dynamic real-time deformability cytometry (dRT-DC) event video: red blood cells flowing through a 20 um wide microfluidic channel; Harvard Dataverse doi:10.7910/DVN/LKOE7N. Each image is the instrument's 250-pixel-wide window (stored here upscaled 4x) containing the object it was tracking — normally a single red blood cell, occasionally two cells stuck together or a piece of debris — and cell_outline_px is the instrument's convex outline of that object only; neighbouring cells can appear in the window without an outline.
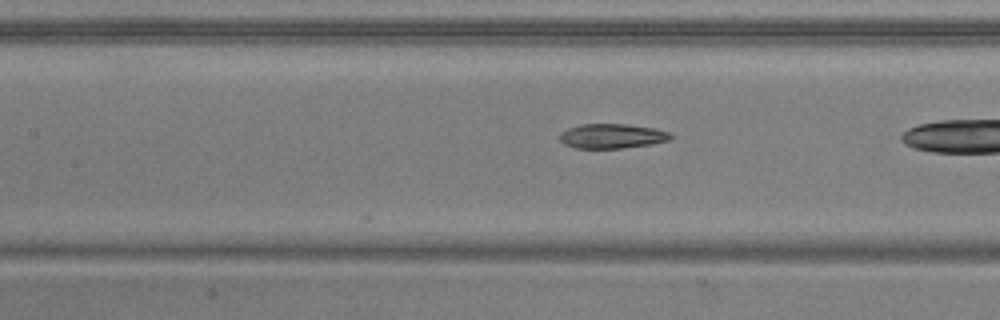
{"species": "common noctule bat (a hibernating species)", "species_latin": "Nyctalus noctula", "temperature_condition": "warm", "stored_images_in_passage": 11, "camera_frame_rate_fps": 3000, "um_per_image_px": 0.085, "animal": {"sex": "male", "body_mass_g": 20.5, "forearm_length_mm": 52.5}, "frame": {"image": 1, "passage_image": 5, "time_ms": 1.333, "image_size_px": [1000, 320], "cell_outline_px": [[672, 140], [652, 144], [620, 148], [576, 148], [564, 144], [560, 140], [560, 132], [568, 128], [580, 124], [628, 124], [656, 128], [668, 132], [672, 136]], "centroid_in_image_um": [52.03, 11.56], "position_along_channel_um": 155.4, "area_um2": 16.01}}